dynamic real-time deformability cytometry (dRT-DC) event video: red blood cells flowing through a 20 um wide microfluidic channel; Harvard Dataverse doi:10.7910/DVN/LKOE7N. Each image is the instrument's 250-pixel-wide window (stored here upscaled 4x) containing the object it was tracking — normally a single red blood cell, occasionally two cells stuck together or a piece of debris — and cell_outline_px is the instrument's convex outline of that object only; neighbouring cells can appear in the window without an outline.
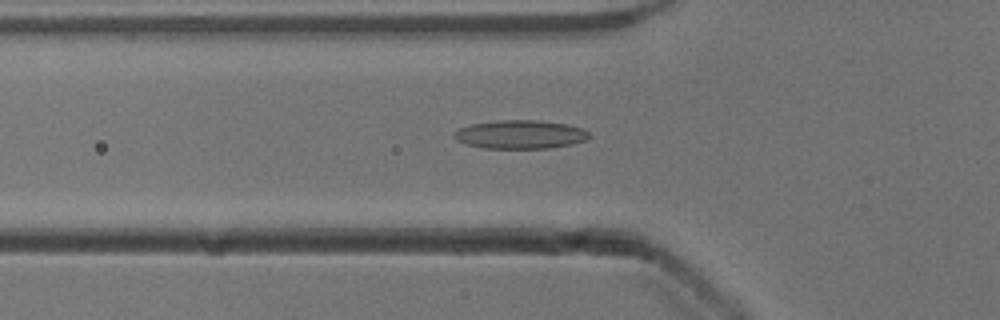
{"species": "common noctule bat (a hibernating species)", "species_latin": "Nyctalus noctula", "temperature_condition": "cold", "stored_images_in_passage": 50, "camera_frame_rate_fps": 3000, "um_per_image_px": 0.085, "animal": {"sex": "male", "body_mass_g": 13.3}, "frame": {"image": 1, "passage_image": 16, "time_ms": 5.0, "image_size_px": [1000, 320], "cell_outline_px": [[588, 136], [584, 140], [572, 144], [548, 148], [484, 148], [468, 144], [456, 140], [452, 136], [452, 132], [460, 128], [472, 124], [496, 120], [536, 120], [564, 124], [584, 128], [588, 132]], "centroid_in_image_um": [44.18, 11.42], "position_along_channel_um": 81.6, "area_um2": 22.31}}
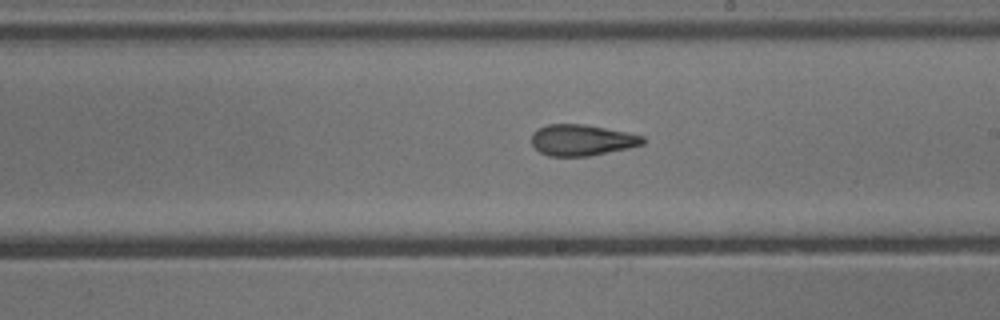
{"frame": {"image": 2, "passage_image": 28, "time_ms": 9.0, "image_size_px": [1000, 320], "cell_outline_px": [[644, 144], [628, 148], [588, 156], [548, 156], [540, 152], [532, 144], [532, 132], [536, 128], [548, 124], [584, 124], [644, 136]], "centroid_in_image_um": [49.42, 11.9], "position_along_channel_um": 239.6, "area_um2": 20.06}}
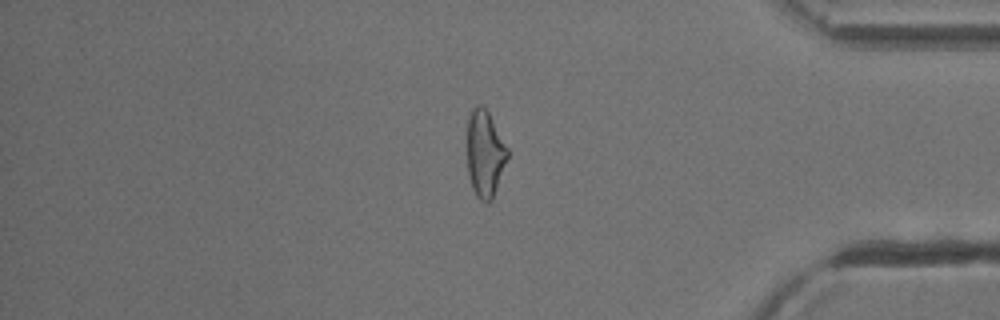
{"frame": {"image": 3, "passage_image": 42, "time_ms": 13.667, "image_size_px": [1000, 320], "cell_outline_px": [[508, 156], [492, 200], [488, 204], [480, 200], [476, 196], [472, 188], [468, 172], [468, 120], [472, 108], [476, 104], [480, 104], [488, 112], [508, 148]], "centroid_in_image_um": [41.22, 13.08], "position_along_channel_um": 394.0, "area_um2": 20.17}, "authors_computed_cell_mechanics": {"area_um2": 20.6346, "velocity_mm_per_s": 3.911, "shape_relaxation_time_tau1_ms": null, "shape_relaxation_time_tau2_ms": 2.9314, "deformation_change_tau1": null, "deformation_change_tau2": 0.1258}}